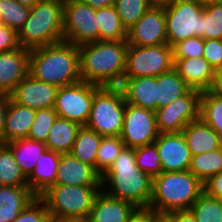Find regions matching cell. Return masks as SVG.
I'll list each match as a JSON object with an SVG mask.
<instances>
[{"label": "cell", "instance_id": "obj_29", "mask_svg": "<svg viewBox=\"0 0 222 222\" xmlns=\"http://www.w3.org/2000/svg\"><path fill=\"white\" fill-rule=\"evenodd\" d=\"M102 136L94 130L81 126L70 154L96 170L97 150Z\"/></svg>", "mask_w": 222, "mask_h": 222}, {"label": "cell", "instance_id": "obj_38", "mask_svg": "<svg viewBox=\"0 0 222 222\" xmlns=\"http://www.w3.org/2000/svg\"><path fill=\"white\" fill-rule=\"evenodd\" d=\"M135 162L141 171H144L152 178L162 172L160 157L154 143L136 147Z\"/></svg>", "mask_w": 222, "mask_h": 222}, {"label": "cell", "instance_id": "obj_13", "mask_svg": "<svg viewBox=\"0 0 222 222\" xmlns=\"http://www.w3.org/2000/svg\"><path fill=\"white\" fill-rule=\"evenodd\" d=\"M158 135L155 111L126 103L120 135L125 147L136 148L153 144Z\"/></svg>", "mask_w": 222, "mask_h": 222}, {"label": "cell", "instance_id": "obj_51", "mask_svg": "<svg viewBox=\"0 0 222 222\" xmlns=\"http://www.w3.org/2000/svg\"><path fill=\"white\" fill-rule=\"evenodd\" d=\"M175 0H147L150 7L166 8L170 6Z\"/></svg>", "mask_w": 222, "mask_h": 222}, {"label": "cell", "instance_id": "obj_45", "mask_svg": "<svg viewBox=\"0 0 222 222\" xmlns=\"http://www.w3.org/2000/svg\"><path fill=\"white\" fill-rule=\"evenodd\" d=\"M204 192L222 201V171L203 183Z\"/></svg>", "mask_w": 222, "mask_h": 222}, {"label": "cell", "instance_id": "obj_4", "mask_svg": "<svg viewBox=\"0 0 222 222\" xmlns=\"http://www.w3.org/2000/svg\"><path fill=\"white\" fill-rule=\"evenodd\" d=\"M203 192V183L189 170L161 172L153 177L149 207L159 214L189 210Z\"/></svg>", "mask_w": 222, "mask_h": 222}, {"label": "cell", "instance_id": "obj_55", "mask_svg": "<svg viewBox=\"0 0 222 222\" xmlns=\"http://www.w3.org/2000/svg\"><path fill=\"white\" fill-rule=\"evenodd\" d=\"M49 222H69V220L57 219L52 217Z\"/></svg>", "mask_w": 222, "mask_h": 222}, {"label": "cell", "instance_id": "obj_10", "mask_svg": "<svg viewBox=\"0 0 222 222\" xmlns=\"http://www.w3.org/2000/svg\"><path fill=\"white\" fill-rule=\"evenodd\" d=\"M64 41L82 45L99 41L96 9L77 0H66L63 5Z\"/></svg>", "mask_w": 222, "mask_h": 222}, {"label": "cell", "instance_id": "obj_17", "mask_svg": "<svg viewBox=\"0 0 222 222\" xmlns=\"http://www.w3.org/2000/svg\"><path fill=\"white\" fill-rule=\"evenodd\" d=\"M30 50L19 47L0 52V94L10 95L28 75Z\"/></svg>", "mask_w": 222, "mask_h": 222}, {"label": "cell", "instance_id": "obj_27", "mask_svg": "<svg viewBox=\"0 0 222 222\" xmlns=\"http://www.w3.org/2000/svg\"><path fill=\"white\" fill-rule=\"evenodd\" d=\"M24 175L28 178L33 172L40 155L47 150L44 142L28 138L17 139L7 143Z\"/></svg>", "mask_w": 222, "mask_h": 222}, {"label": "cell", "instance_id": "obj_7", "mask_svg": "<svg viewBox=\"0 0 222 222\" xmlns=\"http://www.w3.org/2000/svg\"><path fill=\"white\" fill-rule=\"evenodd\" d=\"M126 101L119 86L99 87L94 94L90 117L85 125L100 136H120Z\"/></svg>", "mask_w": 222, "mask_h": 222}, {"label": "cell", "instance_id": "obj_39", "mask_svg": "<svg viewBox=\"0 0 222 222\" xmlns=\"http://www.w3.org/2000/svg\"><path fill=\"white\" fill-rule=\"evenodd\" d=\"M58 117L54 108L36 110L35 120L31 125L28 139L46 143L49 130Z\"/></svg>", "mask_w": 222, "mask_h": 222}, {"label": "cell", "instance_id": "obj_25", "mask_svg": "<svg viewBox=\"0 0 222 222\" xmlns=\"http://www.w3.org/2000/svg\"><path fill=\"white\" fill-rule=\"evenodd\" d=\"M35 198L28 186H0V222H13Z\"/></svg>", "mask_w": 222, "mask_h": 222}, {"label": "cell", "instance_id": "obj_26", "mask_svg": "<svg viewBox=\"0 0 222 222\" xmlns=\"http://www.w3.org/2000/svg\"><path fill=\"white\" fill-rule=\"evenodd\" d=\"M80 127L74 121L57 117L49 130L45 143L47 149L61 154L70 153Z\"/></svg>", "mask_w": 222, "mask_h": 222}, {"label": "cell", "instance_id": "obj_50", "mask_svg": "<svg viewBox=\"0 0 222 222\" xmlns=\"http://www.w3.org/2000/svg\"><path fill=\"white\" fill-rule=\"evenodd\" d=\"M211 91L215 94L222 95V69L215 71V80Z\"/></svg>", "mask_w": 222, "mask_h": 222}, {"label": "cell", "instance_id": "obj_12", "mask_svg": "<svg viewBox=\"0 0 222 222\" xmlns=\"http://www.w3.org/2000/svg\"><path fill=\"white\" fill-rule=\"evenodd\" d=\"M201 91L190 89L166 106L155 110L159 133H179L192 121L199 119Z\"/></svg>", "mask_w": 222, "mask_h": 222}, {"label": "cell", "instance_id": "obj_35", "mask_svg": "<svg viewBox=\"0 0 222 222\" xmlns=\"http://www.w3.org/2000/svg\"><path fill=\"white\" fill-rule=\"evenodd\" d=\"M125 147L120 136L102 137L97 150L96 171L102 176Z\"/></svg>", "mask_w": 222, "mask_h": 222}, {"label": "cell", "instance_id": "obj_32", "mask_svg": "<svg viewBox=\"0 0 222 222\" xmlns=\"http://www.w3.org/2000/svg\"><path fill=\"white\" fill-rule=\"evenodd\" d=\"M199 118L222 138V95L201 92Z\"/></svg>", "mask_w": 222, "mask_h": 222}, {"label": "cell", "instance_id": "obj_46", "mask_svg": "<svg viewBox=\"0 0 222 222\" xmlns=\"http://www.w3.org/2000/svg\"><path fill=\"white\" fill-rule=\"evenodd\" d=\"M159 213L150 207H137L127 222H153Z\"/></svg>", "mask_w": 222, "mask_h": 222}, {"label": "cell", "instance_id": "obj_30", "mask_svg": "<svg viewBox=\"0 0 222 222\" xmlns=\"http://www.w3.org/2000/svg\"><path fill=\"white\" fill-rule=\"evenodd\" d=\"M99 27V41L127 40V30L122 25L115 6L96 9Z\"/></svg>", "mask_w": 222, "mask_h": 222}, {"label": "cell", "instance_id": "obj_54", "mask_svg": "<svg viewBox=\"0 0 222 222\" xmlns=\"http://www.w3.org/2000/svg\"><path fill=\"white\" fill-rule=\"evenodd\" d=\"M204 6L220 4L222 0H199Z\"/></svg>", "mask_w": 222, "mask_h": 222}, {"label": "cell", "instance_id": "obj_23", "mask_svg": "<svg viewBox=\"0 0 222 222\" xmlns=\"http://www.w3.org/2000/svg\"><path fill=\"white\" fill-rule=\"evenodd\" d=\"M182 134L192 156L222 147V138L200 118L189 122Z\"/></svg>", "mask_w": 222, "mask_h": 222}, {"label": "cell", "instance_id": "obj_40", "mask_svg": "<svg viewBox=\"0 0 222 222\" xmlns=\"http://www.w3.org/2000/svg\"><path fill=\"white\" fill-rule=\"evenodd\" d=\"M203 39H222V3L204 6Z\"/></svg>", "mask_w": 222, "mask_h": 222}, {"label": "cell", "instance_id": "obj_15", "mask_svg": "<svg viewBox=\"0 0 222 222\" xmlns=\"http://www.w3.org/2000/svg\"><path fill=\"white\" fill-rule=\"evenodd\" d=\"M58 89V86L36 80L28 74L9 96L21 106L40 110L54 107Z\"/></svg>", "mask_w": 222, "mask_h": 222}, {"label": "cell", "instance_id": "obj_44", "mask_svg": "<svg viewBox=\"0 0 222 222\" xmlns=\"http://www.w3.org/2000/svg\"><path fill=\"white\" fill-rule=\"evenodd\" d=\"M19 47L17 31L0 24V52L11 51Z\"/></svg>", "mask_w": 222, "mask_h": 222}, {"label": "cell", "instance_id": "obj_21", "mask_svg": "<svg viewBox=\"0 0 222 222\" xmlns=\"http://www.w3.org/2000/svg\"><path fill=\"white\" fill-rule=\"evenodd\" d=\"M119 87L126 103L153 111L157 109L156 77L123 78Z\"/></svg>", "mask_w": 222, "mask_h": 222}, {"label": "cell", "instance_id": "obj_19", "mask_svg": "<svg viewBox=\"0 0 222 222\" xmlns=\"http://www.w3.org/2000/svg\"><path fill=\"white\" fill-rule=\"evenodd\" d=\"M55 184L102 186L101 175L70 153L61 154Z\"/></svg>", "mask_w": 222, "mask_h": 222}, {"label": "cell", "instance_id": "obj_58", "mask_svg": "<svg viewBox=\"0 0 222 222\" xmlns=\"http://www.w3.org/2000/svg\"><path fill=\"white\" fill-rule=\"evenodd\" d=\"M39 1H45V0H39ZM46 1L65 2L66 0H46Z\"/></svg>", "mask_w": 222, "mask_h": 222}, {"label": "cell", "instance_id": "obj_2", "mask_svg": "<svg viewBox=\"0 0 222 222\" xmlns=\"http://www.w3.org/2000/svg\"><path fill=\"white\" fill-rule=\"evenodd\" d=\"M28 74L58 87L81 81L78 46L63 40L31 49Z\"/></svg>", "mask_w": 222, "mask_h": 222}, {"label": "cell", "instance_id": "obj_33", "mask_svg": "<svg viewBox=\"0 0 222 222\" xmlns=\"http://www.w3.org/2000/svg\"><path fill=\"white\" fill-rule=\"evenodd\" d=\"M0 186H27V177L7 144L0 149Z\"/></svg>", "mask_w": 222, "mask_h": 222}, {"label": "cell", "instance_id": "obj_53", "mask_svg": "<svg viewBox=\"0 0 222 222\" xmlns=\"http://www.w3.org/2000/svg\"><path fill=\"white\" fill-rule=\"evenodd\" d=\"M21 5L32 8L39 0H17Z\"/></svg>", "mask_w": 222, "mask_h": 222}, {"label": "cell", "instance_id": "obj_24", "mask_svg": "<svg viewBox=\"0 0 222 222\" xmlns=\"http://www.w3.org/2000/svg\"><path fill=\"white\" fill-rule=\"evenodd\" d=\"M36 110L15 103L8 96V107L5 118L4 141L9 143L27 138L35 120Z\"/></svg>", "mask_w": 222, "mask_h": 222}, {"label": "cell", "instance_id": "obj_11", "mask_svg": "<svg viewBox=\"0 0 222 222\" xmlns=\"http://www.w3.org/2000/svg\"><path fill=\"white\" fill-rule=\"evenodd\" d=\"M99 87L82 80L71 85L59 87L53 107L58 117L85 126L90 117L95 91Z\"/></svg>", "mask_w": 222, "mask_h": 222}, {"label": "cell", "instance_id": "obj_49", "mask_svg": "<svg viewBox=\"0 0 222 222\" xmlns=\"http://www.w3.org/2000/svg\"><path fill=\"white\" fill-rule=\"evenodd\" d=\"M77 1L88 4L93 9H100L114 5V0H77Z\"/></svg>", "mask_w": 222, "mask_h": 222}, {"label": "cell", "instance_id": "obj_57", "mask_svg": "<svg viewBox=\"0 0 222 222\" xmlns=\"http://www.w3.org/2000/svg\"><path fill=\"white\" fill-rule=\"evenodd\" d=\"M5 141L3 139V137L0 136V149L5 145Z\"/></svg>", "mask_w": 222, "mask_h": 222}, {"label": "cell", "instance_id": "obj_43", "mask_svg": "<svg viewBox=\"0 0 222 222\" xmlns=\"http://www.w3.org/2000/svg\"><path fill=\"white\" fill-rule=\"evenodd\" d=\"M203 58L215 69H222V39L204 40Z\"/></svg>", "mask_w": 222, "mask_h": 222}, {"label": "cell", "instance_id": "obj_31", "mask_svg": "<svg viewBox=\"0 0 222 222\" xmlns=\"http://www.w3.org/2000/svg\"><path fill=\"white\" fill-rule=\"evenodd\" d=\"M202 183L222 171V147L193 155L188 169Z\"/></svg>", "mask_w": 222, "mask_h": 222}, {"label": "cell", "instance_id": "obj_9", "mask_svg": "<svg viewBox=\"0 0 222 222\" xmlns=\"http://www.w3.org/2000/svg\"><path fill=\"white\" fill-rule=\"evenodd\" d=\"M172 47L166 44L152 46L128 45L123 78L157 77L173 68Z\"/></svg>", "mask_w": 222, "mask_h": 222}, {"label": "cell", "instance_id": "obj_22", "mask_svg": "<svg viewBox=\"0 0 222 222\" xmlns=\"http://www.w3.org/2000/svg\"><path fill=\"white\" fill-rule=\"evenodd\" d=\"M61 153L47 149L36 162V166L27 178V186L39 197L49 187L55 185Z\"/></svg>", "mask_w": 222, "mask_h": 222}, {"label": "cell", "instance_id": "obj_42", "mask_svg": "<svg viewBox=\"0 0 222 222\" xmlns=\"http://www.w3.org/2000/svg\"><path fill=\"white\" fill-rule=\"evenodd\" d=\"M52 216L45 203L36 197L18 215L13 222H49Z\"/></svg>", "mask_w": 222, "mask_h": 222}, {"label": "cell", "instance_id": "obj_20", "mask_svg": "<svg viewBox=\"0 0 222 222\" xmlns=\"http://www.w3.org/2000/svg\"><path fill=\"white\" fill-rule=\"evenodd\" d=\"M136 206L125 200L111 197L102 190L96 196L90 210V222H127Z\"/></svg>", "mask_w": 222, "mask_h": 222}, {"label": "cell", "instance_id": "obj_14", "mask_svg": "<svg viewBox=\"0 0 222 222\" xmlns=\"http://www.w3.org/2000/svg\"><path fill=\"white\" fill-rule=\"evenodd\" d=\"M126 41L128 45L132 46H152L168 43L165 8L150 7L127 31Z\"/></svg>", "mask_w": 222, "mask_h": 222}, {"label": "cell", "instance_id": "obj_37", "mask_svg": "<svg viewBox=\"0 0 222 222\" xmlns=\"http://www.w3.org/2000/svg\"><path fill=\"white\" fill-rule=\"evenodd\" d=\"M114 6L127 31L150 8L147 0H114Z\"/></svg>", "mask_w": 222, "mask_h": 222}, {"label": "cell", "instance_id": "obj_34", "mask_svg": "<svg viewBox=\"0 0 222 222\" xmlns=\"http://www.w3.org/2000/svg\"><path fill=\"white\" fill-rule=\"evenodd\" d=\"M197 222H222V201L203 192L189 209Z\"/></svg>", "mask_w": 222, "mask_h": 222}, {"label": "cell", "instance_id": "obj_1", "mask_svg": "<svg viewBox=\"0 0 222 222\" xmlns=\"http://www.w3.org/2000/svg\"><path fill=\"white\" fill-rule=\"evenodd\" d=\"M127 48L126 40L79 45L81 80L100 87L120 86L126 68Z\"/></svg>", "mask_w": 222, "mask_h": 222}, {"label": "cell", "instance_id": "obj_16", "mask_svg": "<svg viewBox=\"0 0 222 222\" xmlns=\"http://www.w3.org/2000/svg\"><path fill=\"white\" fill-rule=\"evenodd\" d=\"M154 144L158 150L162 172H182L189 169L192 155L182 132L159 133Z\"/></svg>", "mask_w": 222, "mask_h": 222}, {"label": "cell", "instance_id": "obj_48", "mask_svg": "<svg viewBox=\"0 0 222 222\" xmlns=\"http://www.w3.org/2000/svg\"><path fill=\"white\" fill-rule=\"evenodd\" d=\"M8 107V95L0 94V136L4 139L5 118Z\"/></svg>", "mask_w": 222, "mask_h": 222}, {"label": "cell", "instance_id": "obj_36", "mask_svg": "<svg viewBox=\"0 0 222 222\" xmlns=\"http://www.w3.org/2000/svg\"><path fill=\"white\" fill-rule=\"evenodd\" d=\"M30 9L17 0H0V24L18 32L27 20Z\"/></svg>", "mask_w": 222, "mask_h": 222}, {"label": "cell", "instance_id": "obj_6", "mask_svg": "<svg viewBox=\"0 0 222 222\" xmlns=\"http://www.w3.org/2000/svg\"><path fill=\"white\" fill-rule=\"evenodd\" d=\"M102 186L55 184L39 198L53 218L63 220L88 219L96 196Z\"/></svg>", "mask_w": 222, "mask_h": 222}, {"label": "cell", "instance_id": "obj_3", "mask_svg": "<svg viewBox=\"0 0 222 222\" xmlns=\"http://www.w3.org/2000/svg\"><path fill=\"white\" fill-rule=\"evenodd\" d=\"M153 178L141 171L135 162V148L124 147L109 169L101 176L105 194L129 201L136 207H149ZM104 186V187H103ZM110 186V187H109Z\"/></svg>", "mask_w": 222, "mask_h": 222}, {"label": "cell", "instance_id": "obj_56", "mask_svg": "<svg viewBox=\"0 0 222 222\" xmlns=\"http://www.w3.org/2000/svg\"><path fill=\"white\" fill-rule=\"evenodd\" d=\"M69 222H90L88 219L69 220Z\"/></svg>", "mask_w": 222, "mask_h": 222}, {"label": "cell", "instance_id": "obj_41", "mask_svg": "<svg viewBox=\"0 0 222 222\" xmlns=\"http://www.w3.org/2000/svg\"><path fill=\"white\" fill-rule=\"evenodd\" d=\"M204 39L200 37L188 38L172 46L173 59L203 57Z\"/></svg>", "mask_w": 222, "mask_h": 222}, {"label": "cell", "instance_id": "obj_5", "mask_svg": "<svg viewBox=\"0 0 222 222\" xmlns=\"http://www.w3.org/2000/svg\"><path fill=\"white\" fill-rule=\"evenodd\" d=\"M63 5L64 2L38 1L17 32L19 45L31 50L63 41Z\"/></svg>", "mask_w": 222, "mask_h": 222}, {"label": "cell", "instance_id": "obj_52", "mask_svg": "<svg viewBox=\"0 0 222 222\" xmlns=\"http://www.w3.org/2000/svg\"><path fill=\"white\" fill-rule=\"evenodd\" d=\"M153 222H172V220L166 214H158Z\"/></svg>", "mask_w": 222, "mask_h": 222}, {"label": "cell", "instance_id": "obj_8", "mask_svg": "<svg viewBox=\"0 0 222 222\" xmlns=\"http://www.w3.org/2000/svg\"><path fill=\"white\" fill-rule=\"evenodd\" d=\"M203 8L199 0H175L165 8L167 42L171 47L188 38H203Z\"/></svg>", "mask_w": 222, "mask_h": 222}, {"label": "cell", "instance_id": "obj_28", "mask_svg": "<svg viewBox=\"0 0 222 222\" xmlns=\"http://www.w3.org/2000/svg\"><path fill=\"white\" fill-rule=\"evenodd\" d=\"M157 109L168 105L175 99L184 96L191 88L172 68L156 77Z\"/></svg>", "mask_w": 222, "mask_h": 222}, {"label": "cell", "instance_id": "obj_18", "mask_svg": "<svg viewBox=\"0 0 222 222\" xmlns=\"http://www.w3.org/2000/svg\"><path fill=\"white\" fill-rule=\"evenodd\" d=\"M173 62V68L191 89L201 92L211 90L216 70L205 58L173 59Z\"/></svg>", "mask_w": 222, "mask_h": 222}, {"label": "cell", "instance_id": "obj_47", "mask_svg": "<svg viewBox=\"0 0 222 222\" xmlns=\"http://www.w3.org/2000/svg\"><path fill=\"white\" fill-rule=\"evenodd\" d=\"M172 222H197L190 210L173 211L166 214Z\"/></svg>", "mask_w": 222, "mask_h": 222}]
</instances>
